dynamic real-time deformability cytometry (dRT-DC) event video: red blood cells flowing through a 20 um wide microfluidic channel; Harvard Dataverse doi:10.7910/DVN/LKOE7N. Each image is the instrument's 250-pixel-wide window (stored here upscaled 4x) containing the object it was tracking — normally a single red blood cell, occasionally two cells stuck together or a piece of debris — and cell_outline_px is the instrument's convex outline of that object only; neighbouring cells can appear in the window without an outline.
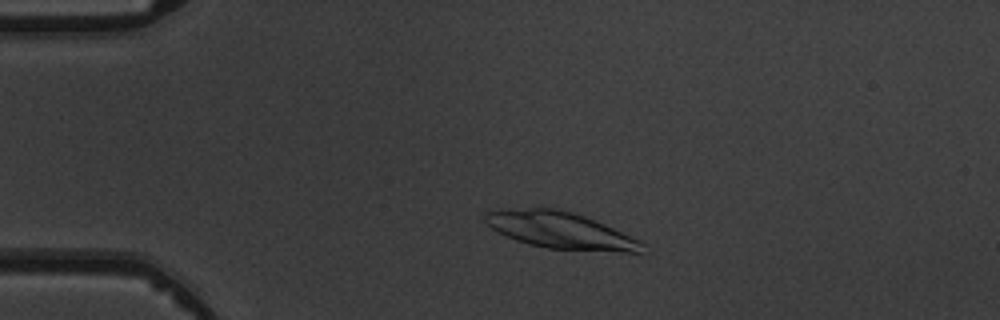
{"species": "common noctule bat (a hibernating species)", "species_latin": "Nyctalus noctula", "temperature_condition": "warm", "stored_images_in_passage": 2, "camera_frame_rate_fps": 3000, "um_per_image_px": 0.085, "animal": {"sex": "male", "body_mass_g": 19.5, "forearm_length_mm": 54.6}, "frame": {"image": 1, "passage_image": 1, "time_ms": 0.0, "image_size_px": [1000, 320], "cell_outline_px": [[644, 244], [640, 252], [628, 252], [548, 248], [528, 244], [516, 240], [484, 224], [484, 212], [500, 208], [556, 208], [572, 212], [584, 216], [604, 224], [640, 240]], "centroid_in_image_um": [47.55, 19.55], "position_along_channel_um": 37.4, "area_um2": 33.29}}